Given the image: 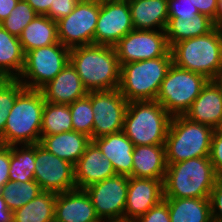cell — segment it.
I'll return each instance as SVG.
<instances>
[{
    "mask_svg": "<svg viewBox=\"0 0 222 222\" xmlns=\"http://www.w3.org/2000/svg\"><path fill=\"white\" fill-rule=\"evenodd\" d=\"M69 62L88 92L119 88L121 66L115 47L97 44L75 47L70 49Z\"/></svg>",
    "mask_w": 222,
    "mask_h": 222,
    "instance_id": "1",
    "label": "cell"
},
{
    "mask_svg": "<svg viewBox=\"0 0 222 222\" xmlns=\"http://www.w3.org/2000/svg\"><path fill=\"white\" fill-rule=\"evenodd\" d=\"M45 99L40 90L24 88L11 108L0 138L1 145H33L40 142Z\"/></svg>",
    "mask_w": 222,
    "mask_h": 222,
    "instance_id": "2",
    "label": "cell"
},
{
    "mask_svg": "<svg viewBox=\"0 0 222 222\" xmlns=\"http://www.w3.org/2000/svg\"><path fill=\"white\" fill-rule=\"evenodd\" d=\"M217 176L209 157L167 164L164 198H209Z\"/></svg>",
    "mask_w": 222,
    "mask_h": 222,
    "instance_id": "3",
    "label": "cell"
},
{
    "mask_svg": "<svg viewBox=\"0 0 222 222\" xmlns=\"http://www.w3.org/2000/svg\"><path fill=\"white\" fill-rule=\"evenodd\" d=\"M173 63L213 80L222 72V28L175 43L171 47Z\"/></svg>",
    "mask_w": 222,
    "mask_h": 222,
    "instance_id": "4",
    "label": "cell"
},
{
    "mask_svg": "<svg viewBox=\"0 0 222 222\" xmlns=\"http://www.w3.org/2000/svg\"><path fill=\"white\" fill-rule=\"evenodd\" d=\"M171 115L156 100L130 101L123 132L137 145H165Z\"/></svg>",
    "mask_w": 222,
    "mask_h": 222,
    "instance_id": "5",
    "label": "cell"
},
{
    "mask_svg": "<svg viewBox=\"0 0 222 222\" xmlns=\"http://www.w3.org/2000/svg\"><path fill=\"white\" fill-rule=\"evenodd\" d=\"M214 129L189 120L184 115L171 117L165 148L167 164L197 157H209Z\"/></svg>",
    "mask_w": 222,
    "mask_h": 222,
    "instance_id": "6",
    "label": "cell"
},
{
    "mask_svg": "<svg viewBox=\"0 0 222 222\" xmlns=\"http://www.w3.org/2000/svg\"><path fill=\"white\" fill-rule=\"evenodd\" d=\"M173 57H159L121 65L119 91L130 101L156 100Z\"/></svg>",
    "mask_w": 222,
    "mask_h": 222,
    "instance_id": "7",
    "label": "cell"
},
{
    "mask_svg": "<svg viewBox=\"0 0 222 222\" xmlns=\"http://www.w3.org/2000/svg\"><path fill=\"white\" fill-rule=\"evenodd\" d=\"M209 79L174 63L162 81L156 101L173 117L184 115Z\"/></svg>",
    "mask_w": 222,
    "mask_h": 222,
    "instance_id": "8",
    "label": "cell"
},
{
    "mask_svg": "<svg viewBox=\"0 0 222 222\" xmlns=\"http://www.w3.org/2000/svg\"><path fill=\"white\" fill-rule=\"evenodd\" d=\"M70 49L60 42L25 53L24 68L18 80L29 89L40 90L69 62Z\"/></svg>",
    "mask_w": 222,
    "mask_h": 222,
    "instance_id": "9",
    "label": "cell"
},
{
    "mask_svg": "<svg viewBox=\"0 0 222 222\" xmlns=\"http://www.w3.org/2000/svg\"><path fill=\"white\" fill-rule=\"evenodd\" d=\"M100 0H79L74 10L57 21L59 42L69 49L94 44Z\"/></svg>",
    "mask_w": 222,
    "mask_h": 222,
    "instance_id": "10",
    "label": "cell"
},
{
    "mask_svg": "<svg viewBox=\"0 0 222 222\" xmlns=\"http://www.w3.org/2000/svg\"><path fill=\"white\" fill-rule=\"evenodd\" d=\"M119 64L172 57L165 31L132 30L114 46Z\"/></svg>",
    "mask_w": 222,
    "mask_h": 222,
    "instance_id": "11",
    "label": "cell"
},
{
    "mask_svg": "<svg viewBox=\"0 0 222 222\" xmlns=\"http://www.w3.org/2000/svg\"><path fill=\"white\" fill-rule=\"evenodd\" d=\"M128 183L129 176L116 174L84 189L102 222L124 220Z\"/></svg>",
    "mask_w": 222,
    "mask_h": 222,
    "instance_id": "12",
    "label": "cell"
},
{
    "mask_svg": "<svg viewBox=\"0 0 222 222\" xmlns=\"http://www.w3.org/2000/svg\"><path fill=\"white\" fill-rule=\"evenodd\" d=\"M94 113L93 139L123 131L128 101L119 89L90 91Z\"/></svg>",
    "mask_w": 222,
    "mask_h": 222,
    "instance_id": "13",
    "label": "cell"
},
{
    "mask_svg": "<svg viewBox=\"0 0 222 222\" xmlns=\"http://www.w3.org/2000/svg\"><path fill=\"white\" fill-rule=\"evenodd\" d=\"M34 180L42 191L63 193L76 189L74 165L35 144Z\"/></svg>",
    "mask_w": 222,
    "mask_h": 222,
    "instance_id": "14",
    "label": "cell"
},
{
    "mask_svg": "<svg viewBox=\"0 0 222 222\" xmlns=\"http://www.w3.org/2000/svg\"><path fill=\"white\" fill-rule=\"evenodd\" d=\"M132 30L134 27L128 2L100 0L94 44L114 47Z\"/></svg>",
    "mask_w": 222,
    "mask_h": 222,
    "instance_id": "15",
    "label": "cell"
},
{
    "mask_svg": "<svg viewBox=\"0 0 222 222\" xmlns=\"http://www.w3.org/2000/svg\"><path fill=\"white\" fill-rule=\"evenodd\" d=\"M163 181L160 179L129 177L124 220L136 221L164 199Z\"/></svg>",
    "mask_w": 222,
    "mask_h": 222,
    "instance_id": "16",
    "label": "cell"
},
{
    "mask_svg": "<svg viewBox=\"0 0 222 222\" xmlns=\"http://www.w3.org/2000/svg\"><path fill=\"white\" fill-rule=\"evenodd\" d=\"M115 175L111 161L101 153L93 141L86 146L83 155L74 165V180L77 189H85Z\"/></svg>",
    "mask_w": 222,
    "mask_h": 222,
    "instance_id": "17",
    "label": "cell"
},
{
    "mask_svg": "<svg viewBox=\"0 0 222 222\" xmlns=\"http://www.w3.org/2000/svg\"><path fill=\"white\" fill-rule=\"evenodd\" d=\"M54 222H102L84 189L56 194Z\"/></svg>",
    "mask_w": 222,
    "mask_h": 222,
    "instance_id": "18",
    "label": "cell"
},
{
    "mask_svg": "<svg viewBox=\"0 0 222 222\" xmlns=\"http://www.w3.org/2000/svg\"><path fill=\"white\" fill-rule=\"evenodd\" d=\"M40 91L45 101L67 105L85 97L88 93L77 71L70 62L66 64L52 81L43 86Z\"/></svg>",
    "mask_w": 222,
    "mask_h": 222,
    "instance_id": "19",
    "label": "cell"
},
{
    "mask_svg": "<svg viewBox=\"0 0 222 222\" xmlns=\"http://www.w3.org/2000/svg\"><path fill=\"white\" fill-rule=\"evenodd\" d=\"M189 120L208 125L214 130L222 124V94L213 80H209L184 114Z\"/></svg>",
    "mask_w": 222,
    "mask_h": 222,
    "instance_id": "20",
    "label": "cell"
},
{
    "mask_svg": "<svg viewBox=\"0 0 222 222\" xmlns=\"http://www.w3.org/2000/svg\"><path fill=\"white\" fill-rule=\"evenodd\" d=\"M111 161L116 174L132 177L134 144L123 131L92 140Z\"/></svg>",
    "mask_w": 222,
    "mask_h": 222,
    "instance_id": "21",
    "label": "cell"
},
{
    "mask_svg": "<svg viewBox=\"0 0 222 222\" xmlns=\"http://www.w3.org/2000/svg\"><path fill=\"white\" fill-rule=\"evenodd\" d=\"M132 159V177L164 180L167 170L165 145L134 146Z\"/></svg>",
    "mask_w": 222,
    "mask_h": 222,
    "instance_id": "22",
    "label": "cell"
},
{
    "mask_svg": "<svg viewBox=\"0 0 222 222\" xmlns=\"http://www.w3.org/2000/svg\"><path fill=\"white\" fill-rule=\"evenodd\" d=\"M128 3L135 30L165 31L169 18L167 0H132Z\"/></svg>",
    "mask_w": 222,
    "mask_h": 222,
    "instance_id": "23",
    "label": "cell"
},
{
    "mask_svg": "<svg viewBox=\"0 0 222 222\" xmlns=\"http://www.w3.org/2000/svg\"><path fill=\"white\" fill-rule=\"evenodd\" d=\"M90 142L91 139L86 134L73 130L41 136L39 144L50 153L75 165Z\"/></svg>",
    "mask_w": 222,
    "mask_h": 222,
    "instance_id": "24",
    "label": "cell"
},
{
    "mask_svg": "<svg viewBox=\"0 0 222 222\" xmlns=\"http://www.w3.org/2000/svg\"><path fill=\"white\" fill-rule=\"evenodd\" d=\"M170 222H212L209 198H164Z\"/></svg>",
    "mask_w": 222,
    "mask_h": 222,
    "instance_id": "25",
    "label": "cell"
},
{
    "mask_svg": "<svg viewBox=\"0 0 222 222\" xmlns=\"http://www.w3.org/2000/svg\"><path fill=\"white\" fill-rule=\"evenodd\" d=\"M216 27L215 21L205 14L182 20L180 18H168L165 34L171 48L175 43L202 36Z\"/></svg>",
    "mask_w": 222,
    "mask_h": 222,
    "instance_id": "26",
    "label": "cell"
},
{
    "mask_svg": "<svg viewBox=\"0 0 222 222\" xmlns=\"http://www.w3.org/2000/svg\"><path fill=\"white\" fill-rule=\"evenodd\" d=\"M24 53L59 42L57 21L46 15L36 17L24 28L19 37Z\"/></svg>",
    "mask_w": 222,
    "mask_h": 222,
    "instance_id": "27",
    "label": "cell"
},
{
    "mask_svg": "<svg viewBox=\"0 0 222 222\" xmlns=\"http://www.w3.org/2000/svg\"><path fill=\"white\" fill-rule=\"evenodd\" d=\"M56 193L42 191L33 200L13 211V222H54Z\"/></svg>",
    "mask_w": 222,
    "mask_h": 222,
    "instance_id": "28",
    "label": "cell"
},
{
    "mask_svg": "<svg viewBox=\"0 0 222 222\" xmlns=\"http://www.w3.org/2000/svg\"><path fill=\"white\" fill-rule=\"evenodd\" d=\"M25 63V53L18 37L0 25V70L12 79H18Z\"/></svg>",
    "mask_w": 222,
    "mask_h": 222,
    "instance_id": "29",
    "label": "cell"
},
{
    "mask_svg": "<svg viewBox=\"0 0 222 222\" xmlns=\"http://www.w3.org/2000/svg\"><path fill=\"white\" fill-rule=\"evenodd\" d=\"M35 144L10 146L9 181L34 180Z\"/></svg>",
    "mask_w": 222,
    "mask_h": 222,
    "instance_id": "30",
    "label": "cell"
},
{
    "mask_svg": "<svg viewBox=\"0 0 222 222\" xmlns=\"http://www.w3.org/2000/svg\"><path fill=\"white\" fill-rule=\"evenodd\" d=\"M67 131H73L69 105L45 101L41 136L55 135Z\"/></svg>",
    "mask_w": 222,
    "mask_h": 222,
    "instance_id": "31",
    "label": "cell"
},
{
    "mask_svg": "<svg viewBox=\"0 0 222 222\" xmlns=\"http://www.w3.org/2000/svg\"><path fill=\"white\" fill-rule=\"evenodd\" d=\"M41 192L42 190L35 180L8 181L0 188V194L11 211L21 208Z\"/></svg>",
    "mask_w": 222,
    "mask_h": 222,
    "instance_id": "32",
    "label": "cell"
},
{
    "mask_svg": "<svg viewBox=\"0 0 222 222\" xmlns=\"http://www.w3.org/2000/svg\"><path fill=\"white\" fill-rule=\"evenodd\" d=\"M73 130L86 134L93 140L94 113L92 110L91 99L86 95L69 104Z\"/></svg>",
    "mask_w": 222,
    "mask_h": 222,
    "instance_id": "33",
    "label": "cell"
},
{
    "mask_svg": "<svg viewBox=\"0 0 222 222\" xmlns=\"http://www.w3.org/2000/svg\"><path fill=\"white\" fill-rule=\"evenodd\" d=\"M38 15L24 0H19L11 14L0 25L11 35L20 37L24 28Z\"/></svg>",
    "mask_w": 222,
    "mask_h": 222,
    "instance_id": "34",
    "label": "cell"
},
{
    "mask_svg": "<svg viewBox=\"0 0 222 222\" xmlns=\"http://www.w3.org/2000/svg\"><path fill=\"white\" fill-rule=\"evenodd\" d=\"M25 86L18 80L12 79L0 90V138L3 136L7 116L13 107L18 94Z\"/></svg>",
    "mask_w": 222,
    "mask_h": 222,
    "instance_id": "35",
    "label": "cell"
},
{
    "mask_svg": "<svg viewBox=\"0 0 222 222\" xmlns=\"http://www.w3.org/2000/svg\"><path fill=\"white\" fill-rule=\"evenodd\" d=\"M169 18L187 20L199 14L198 10L189 0H167Z\"/></svg>",
    "mask_w": 222,
    "mask_h": 222,
    "instance_id": "36",
    "label": "cell"
},
{
    "mask_svg": "<svg viewBox=\"0 0 222 222\" xmlns=\"http://www.w3.org/2000/svg\"><path fill=\"white\" fill-rule=\"evenodd\" d=\"M212 222H222V175H218L210 194Z\"/></svg>",
    "mask_w": 222,
    "mask_h": 222,
    "instance_id": "37",
    "label": "cell"
},
{
    "mask_svg": "<svg viewBox=\"0 0 222 222\" xmlns=\"http://www.w3.org/2000/svg\"><path fill=\"white\" fill-rule=\"evenodd\" d=\"M210 161L215 172L222 175V130H214L211 140Z\"/></svg>",
    "mask_w": 222,
    "mask_h": 222,
    "instance_id": "38",
    "label": "cell"
},
{
    "mask_svg": "<svg viewBox=\"0 0 222 222\" xmlns=\"http://www.w3.org/2000/svg\"><path fill=\"white\" fill-rule=\"evenodd\" d=\"M135 222H170L168 204L162 200Z\"/></svg>",
    "mask_w": 222,
    "mask_h": 222,
    "instance_id": "39",
    "label": "cell"
},
{
    "mask_svg": "<svg viewBox=\"0 0 222 222\" xmlns=\"http://www.w3.org/2000/svg\"><path fill=\"white\" fill-rule=\"evenodd\" d=\"M78 2L79 0H54L46 16L54 21H58L62 17L68 16Z\"/></svg>",
    "mask_w": 222,
    "mask_h": 222,
    "instance_id": "40",
    "label": "cell"
},
{
    "mask_svg": "<svg viewBox=\"0 0 222 222\" xmlns=\"http://www.w3.org/2000/svg\"><path fill=\"white\" fill-rule=\"evenodd\" d=\"M196 7L200 14L209 16L214 21L217 20L218 0H189Z\"/></svg>",
    "mask_w": 222,
    "mask_h": 222,
    "instance_id": "41",
    "label": "cell"
},
{
    "mask_svg": "<svg viewBox=\"0 0 222 222\" xmlns=\"http://www.w3.org/2000/svg\"><path fill=\"white\" fill-rule=\"evenodd\" d=\"M10 146L0 144V188L9 181Z\"/></svg>",
    "mask_w": 222,
    "mask_h": 222,
    "instance_id": "42",
    "label": "cell"
},
{
    "mask_svg": "<svg viewBox=\"0 0 222 222\" xmlns=\"http://www.w3.org/2000/svg\"><path fill=\"white\" fill-rule=\"evenodd\" d=\"M38 15H47L54 0H24Z\"/></svg>",
    "mask_w": 222,
    "mask_h": 222,
    "instance_id": "43",
    "label": "cell"
},
{
    "mask_svg": "<svg viewBox=\"0 0 222 222\" xmlns=\"http://www.w3.org/2000/svg\"><path fill=\"white\" fill-rule=\"evenodd\" d=\"M18 2L19 0H0V23L11 14Z\"/></svg>",
    "mask_w": 222,
    "mask_h": 222,
    "instance_id": "44",
    "label": "cell"
},
{
    "mask_svg": "<svg viewBox=\"0 0 222 222\" xmlns=\"http://www.w3.org/2000/svg\"><path fill=\"white\" fill-rule=\"evenodd\" d=\"M0 222H13V211H11L3 196L0 194Z\"/></svg>",
    "mask_w": 222,
    "mask_h": 222,
    "instance_id": "45",
    "label": "cell"
},
{
    "mask_svg": "<svg viewBox=\"0 0 222 222\" xmlns=\"http://www.w3.org/2000/svg\"><path fill=\"white\" fill-rule=\"evenodd\" d=\"M12 80L4 71L0 70V90Z\"/></svg>",
    "mask_w": 222,
    "mask_h": 222,
    "instance_id": "46",
    "label": "cell"
},
{
    "mask_svg": "<svg viewBox=\"0 0 222 222\" xmlns=\"http://www.w3.org/2000/svg\"><path fill=\"white\" fill-rule=\"evenodd\" d=\"M218 12H217V20L215 21V25L222 28V0H218Z\"/></svg>",
    "mask_w": 222,
    "mask_h": 222,
    "instance_id": "47",
    "label": "cell"
},
{
    "mask_svg": "<svg viewBox=\"0 0 222 222\" xmlns=\"http://www.w3.org/2000/svg\"><path fill=\"white\" fill-rule=\"evenodd\" d=\"M213 81L216 83V85L219 87L221 90L222 94V72H220L214 79Z\"/></svg>",
    "mask_w": 222,
    "mask_h": 222,
    "instance_id": "48",
    "label": "cell"
},
{
    "mask_svg": "<svg viewBox=\"0 0 222 222\" xmlns=\"http://www.w3.org/2000/svg\"><path fill=\"white\" fill-rule=\"evenodd\" d=\"M114 222H135V221H126V220H121V221H114Z\"/></svg>",
    "mask_w": 222,
    "mask_h": 222,
    "instance_id": "49",
    "label": "cell"
},
{
    "mask_svg": "<svg viewBox=\"0 0 222 222\" xmlns=\"http://www.w3.org/2000/svg\"><path fill=\"white\" fill-rule=\"evenodd\" d=\"M115 1L129 2V1H132V0H115Z\"/></svg>",
    "mask_w": 222,
    "mask_h": 222,
    "instance_id": "50",
    "label": "cell"
}]
</instances>
